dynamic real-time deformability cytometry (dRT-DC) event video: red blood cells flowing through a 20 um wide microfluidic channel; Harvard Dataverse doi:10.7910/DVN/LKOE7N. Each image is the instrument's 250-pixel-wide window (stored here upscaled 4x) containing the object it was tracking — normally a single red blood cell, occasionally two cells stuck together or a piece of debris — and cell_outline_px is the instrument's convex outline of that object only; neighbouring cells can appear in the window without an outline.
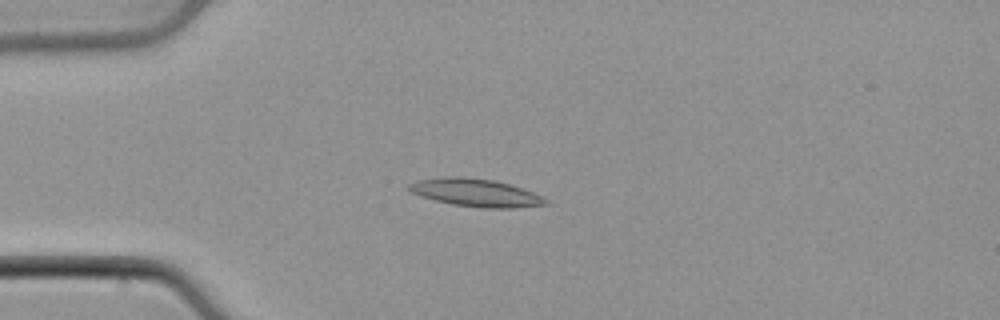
{"species": "common noctule bat (a hibernating species)", "species_latin": "Nyctalus noctula", "temperature_condition": "cold", "stored_images_in_passage": 46, "camera_frame_rate_fps": 3000, "um_per_image_px": 0.085, "animal": {"sex": "male", "body_mass_g": 21.5, "forearm_length_mm": 52.0}, "frame": {"image": 1, "passage_image": 10, "time_ms": 3.0, "image_size_px": [1000, 320], "cell_outline_px": [[552, 204], [512, 208], [480, 208], [452, 204], [420, 196], [412, 192], [408, 188], [408, 184], [416, 180], [448, 176], [460, 176], [492, 180], [508, 184], [544, 196]], "centroid_in_image_um": [40.45, 16.38], "position_along_channel_um": 44.5, "area_um2": 22.14}}
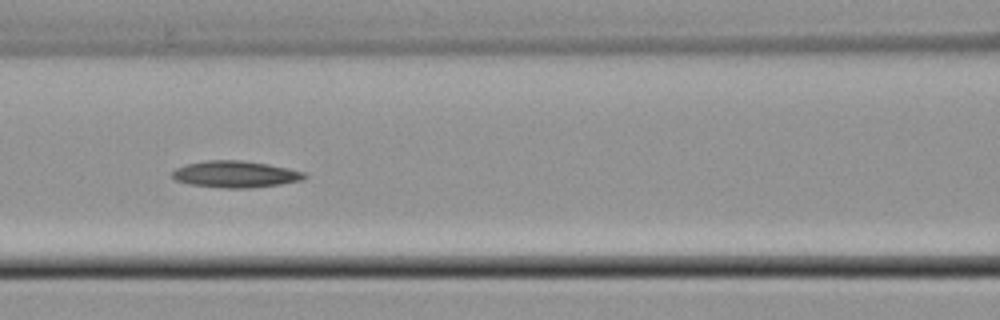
{"frame": {"image": 2, "passage_image": 19, "time_ms": 6.0, "image_size_px": [1000, 320], "cell_outline_px": [[308, 176], [304, 180], [280, 184], [252, 188], [224, 188], [188, 184], [176, 180], [172, 176], [172, 172], [176, 168], [188, 164], [208, 160], [240, 160], [268, 164], [288, 168], [304, 172]], "centroid_in_image_um": [20.04, 14.81], "position_along_channel_um": 146.6, "area_um2": 20.52}}
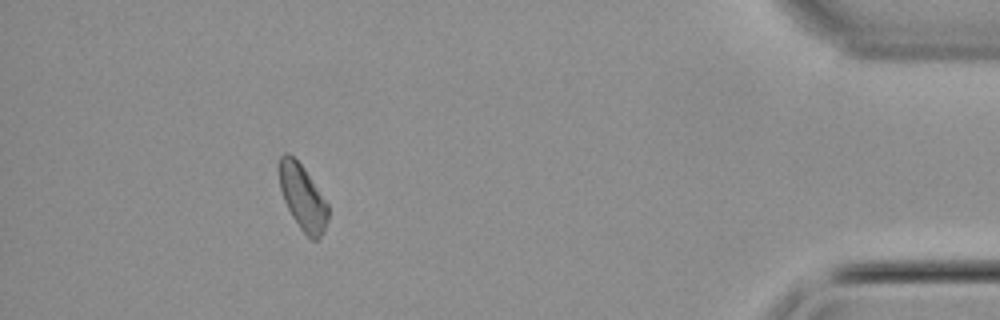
{"frame": {"image": 3, "passage_image": 42, "time_ms": 13.667, "image_size_px": [1000, 320], "cell_outline_px": [[328, 220], [324, 232], [316, 240], [312, 240], [300, 228], [292, 216], [284, 200], [280, 188], [280, 156], [284, 152], [288, 152], [304, 168], [328, 204]], "centroid_in_image_um": [25.74, 16.79], "position_along_channel_um": 409.5, "area_um2": 18.26}}